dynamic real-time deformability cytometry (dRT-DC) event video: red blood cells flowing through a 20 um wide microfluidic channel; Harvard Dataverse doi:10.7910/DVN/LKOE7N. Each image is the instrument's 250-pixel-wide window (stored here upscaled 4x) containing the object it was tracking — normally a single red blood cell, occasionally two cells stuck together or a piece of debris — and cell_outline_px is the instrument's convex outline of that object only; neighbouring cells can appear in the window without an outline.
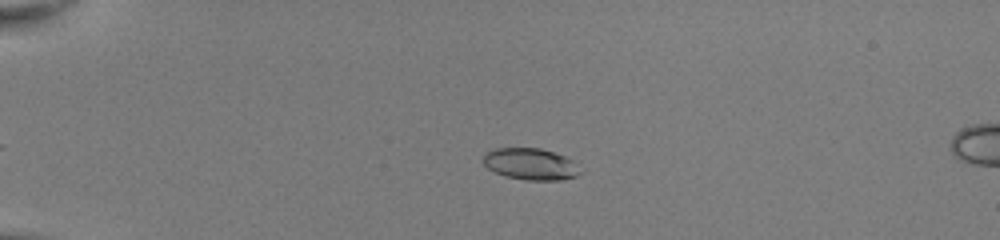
{"species": "common noctule bat (a hibernating species)", "species_latin": "Nyctalus noctula", "temperature_condition": "room temperature", "stored_images_in_passage": 42, "camera_frame_rate_fps": 3000, "um_per_image_px": 0.085, "animal": {"sex": "female", "body_mass_g": 22.0, "forearm_length_mm": 56.7}, "frame": {"image": 1, "passage_image": 4, "time_ms": 1.0, "image_size_px": [1000, 240], "cell_outline_px": [[584, 172], [576, 176], [560, 180], [528, 180], [508, 176], [496, 172], [488, 168], [484, 164], [484, 156], [488, 152], [496, 148], [540, 148], [564, 156], [572, 160]], "centroid_in_image_um": [45.15, 13.95], "position_along_channel_um": 39.8, "area_um2": 17.63}}
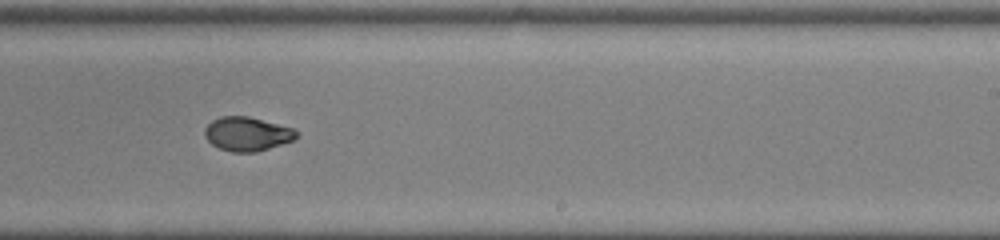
{"frame": {"image": 2, "passage_image": 25, "time_ms": 8.0, "image_size_px": [1000, 240], "cell_outline_px": [[300, 132], [292, 140], [256, 152], [232, 152], [220, 148], [212, 144], [204, 136], [204, 128], [212, 120], [220, 116], [248, 116], [296, 128]], "centroid_in_image_um": [21.01, 11.36], "position_along_channel_um": 268.0, "area_um2": 18.21}}
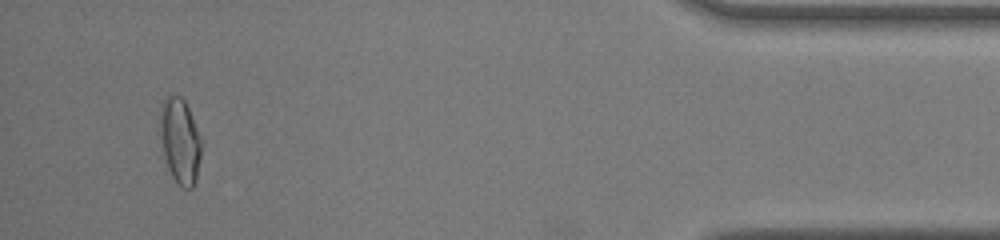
{"frame": {"image": 3, "passage_image": 40, "time_ms": 13.0, "image_size_px": [1000, 240], "cell_outline_px": [[204, 140], [196, 180], [192, 188], [184, 188], [172, 176], [168, 168], [164, 152], [160, 124], [160, 104], [168, 96], [180, 96], [184, 100]], "centroid_in_image_um": [15.35, 11.96], "position_along_channel_um": 419.8, "area_um2": 20.52}, "authors_computed_cell_mechanics": {"area_um2": 18.5249, "velocity_mm_per_s": 4.0715, "shape_relaxation_time_tau1_ms": 4.6066, "shape_relaxation_time_tau2_ms": null, "deformation_change_tau1": 0.1764, "deformation_change_tau2": null}}